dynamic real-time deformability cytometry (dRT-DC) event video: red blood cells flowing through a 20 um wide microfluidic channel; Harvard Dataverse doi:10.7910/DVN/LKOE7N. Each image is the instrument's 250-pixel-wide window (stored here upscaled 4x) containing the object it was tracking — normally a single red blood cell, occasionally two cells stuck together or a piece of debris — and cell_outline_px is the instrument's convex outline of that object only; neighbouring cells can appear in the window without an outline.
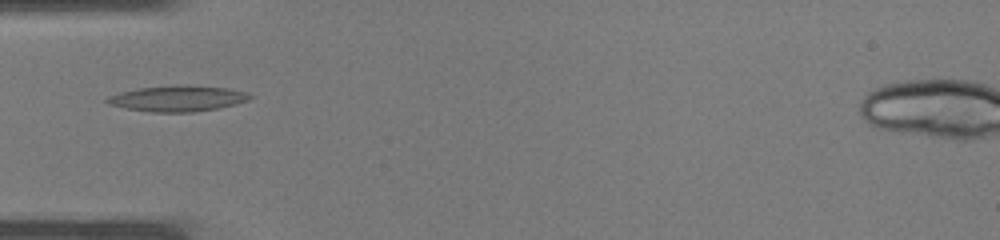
{"species": "common noctule bat (a hibernating species)", "species_latin": "Nyctalus noctula", "temperature_condition": "warm", "stored_images_in_passage": 27, "camera_frame_rate_fps": 3000, "um_per_image_px": 0.085, "animal": {"sex": "male", "body_mass_g": 19.0, "forearm_length_mm": 50.8}, "frame": {"image": 1, "passage_image": 1, "time_ms": 0.0, "image_size_px": [1000, 240], "cell_outline_px": [[256, 96], [248, 100], [236, 104], [220, 108], [192, 112], [148, 112], [108, 104], [104, 100], [108, 96], [120, 92], [140, 88], [232, 88], [248, 92]], "centroid_in_image_um": [15.14, 8.43], "position_along_channel_um": 69.9, "area_um2": 20.46}}
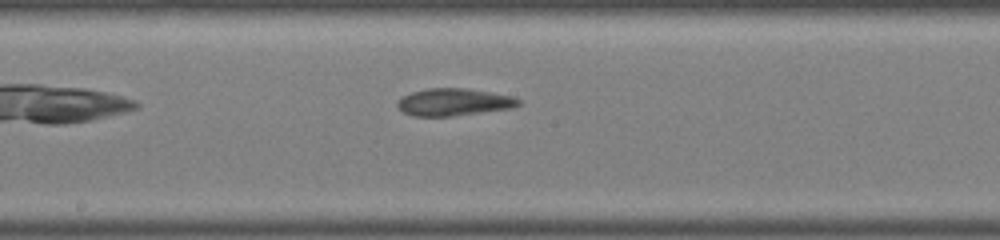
{"frame": {"image": 2, "passage_image": 9, "time_ms": 2.667, "image_size_px": [1000, 240], "cell_outline_px": [[520, 104], [512, 108], [452, 116], [412, 116], [404, 112], [396, 104], [404, 96], [412, 92], [428, 88], [468, 88], [512, 96], [520, 100]], "centroid_in_image_um": [38.59, 8.67], "position_along_channel_um": 209.6, "area_um2": 19.07}}
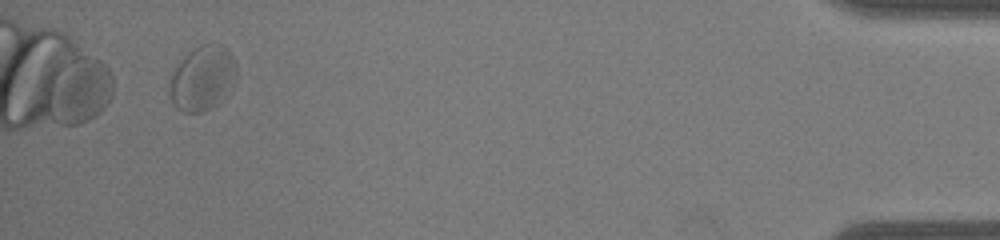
{"frame": {"image": 3, "passage_image": 25, "time_ms": 8.0, "image_size_px": [1000, 240], "cell_outline_px": [[236, 84], [212, 108], [200, 112], [184, 112], [176, 108], [172, 100], [168, 88], [168, 76], [172, 68], [188, 52], [204, 44], [224, 44], [228, 48], [236, 64]], "centroid_in_image_um": [17.19, 6.63], "position_along_channel_um": 418.0, "area_um2": 25.72}}